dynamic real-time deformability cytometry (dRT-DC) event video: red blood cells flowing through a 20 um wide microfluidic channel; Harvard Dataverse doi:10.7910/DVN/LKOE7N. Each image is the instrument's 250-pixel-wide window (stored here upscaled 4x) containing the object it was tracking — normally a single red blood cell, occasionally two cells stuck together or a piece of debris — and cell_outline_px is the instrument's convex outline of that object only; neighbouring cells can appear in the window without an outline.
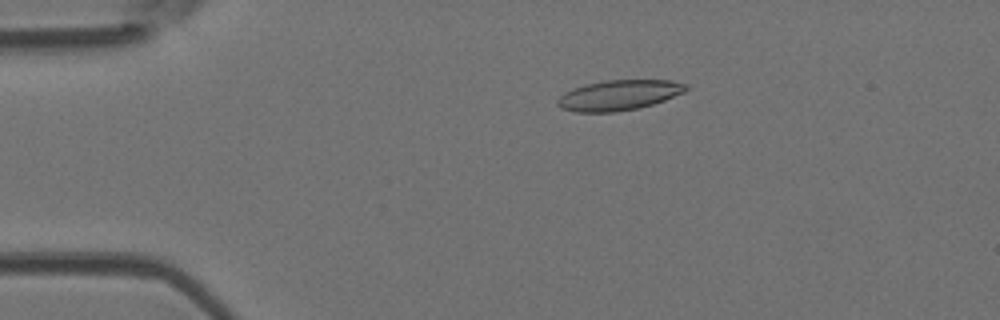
{"species": "Egyptian fruit bat (a non-hibernating species)", "species_latin": "Rousettus aegyptiacus", "temperature_condition": "room temperature", "stored_images_in_passage": 4, "camera_frame_rate_fps": 3000, "um_per_image_px": 0.085, "animal": {"sex": "female"}, "frame": {"image": 1, "passage_image": 3, "time_ms": 0.667, "image_size_px": [1000, 320], "cell_outline_px": [[688, 88], [684, 92], [664, 100], [640, 108], [616, 112], [576, 112], [560, 108], [556, 104], [556, 100], [564, 92], [572, 88], [604, 80], [672, 80], [688, 84]], "centroid_in_image_um": [52.59, 8.09], "position_along_channel_um": 32.4, "area_um2": 22.77}}